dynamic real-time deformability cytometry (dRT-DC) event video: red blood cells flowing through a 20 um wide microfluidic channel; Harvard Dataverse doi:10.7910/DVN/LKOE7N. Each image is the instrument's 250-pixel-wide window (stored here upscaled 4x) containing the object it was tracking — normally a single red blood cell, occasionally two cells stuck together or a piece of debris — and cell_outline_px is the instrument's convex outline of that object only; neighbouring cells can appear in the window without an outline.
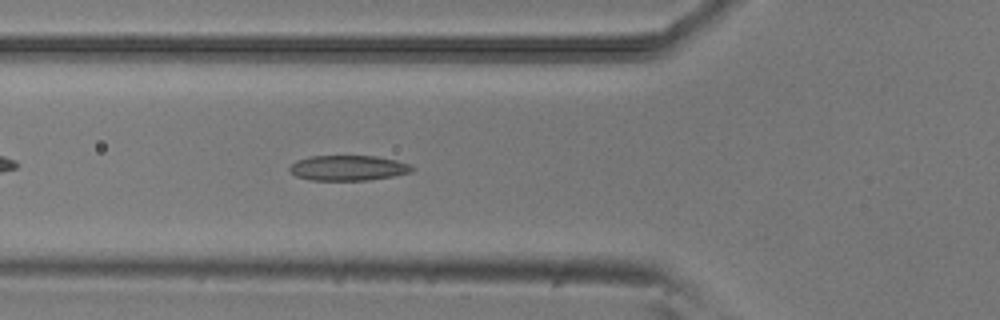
{"species": "common noctule bat (a hibernating species)", "species_latin": "Nyctalus noctula", "temperature_condition": "room temperature", "stored_images_in_passage": 38, "camera_frame_rate_fps": 3000, "um_per_image_px": 0.085, "animal": {"sex": "male", "body_mass_g": 20.5, "forearm_length_mm": 52.5}, "frame": {"image": 1, "passage_image": 4, "time_ms": 1.0, "image_size_px": [1000, 320], "cell_outline_px": [[416, 168], [412, 172], [392, 176], [368, 180], [312, 180], [296, 176], [288, 172], [288, 168], [296, 160], [308, 156], [376, 156], [396, 160], [412, 164]], "centroid_in_image_um": [29.6, 14.27], "position_along_channel_um": 96.2, "area_um2": 18.21}}
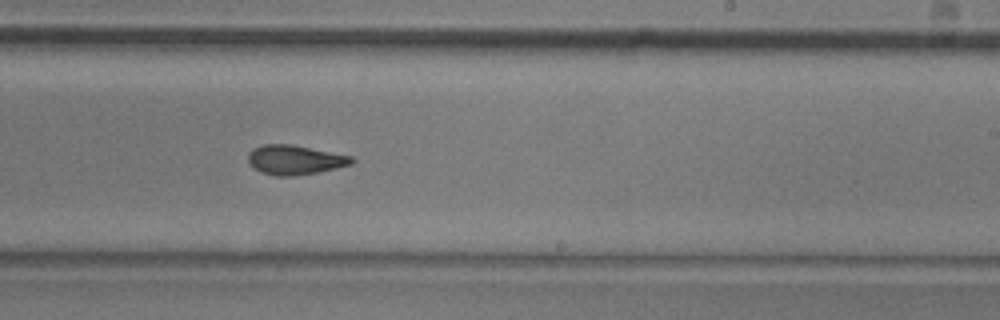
{"frame": {"image": 2, "passage_image": 17, "time_ms": 5.333, "image_size_px": [1000, 320], "cell_outline_px": [[356, 160], [352, 164], [336, 168], [316, 172], [292, 176], [276, 176], [264, 172], [256, 168], [248, 160], [248, 152], [252, 148], [264, 144], [292, 144], [352, 156]], "centroid_in_image_um": [25.09, 13.57], "position_along_channel_um": 263.9, "area_um2": 17.63}}
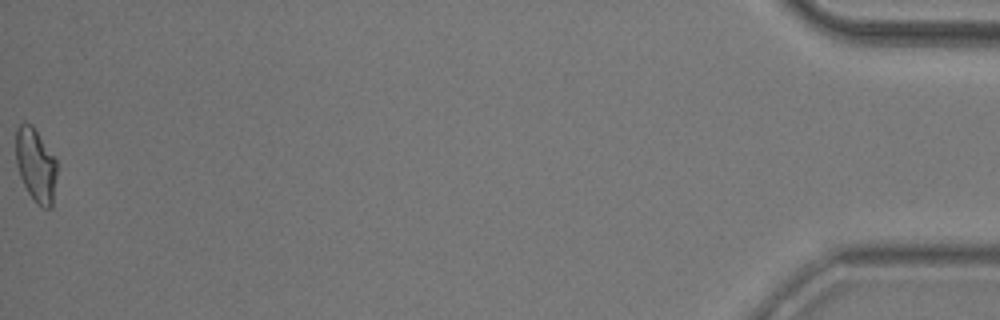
{"frame": {"image": 3, "passage_image": 38, "time_ms": 12.333, "image_size_px": [1000, 320], "cell_outline_px": [[56, 176], [52, 208], [44, 208], [36, 204], [28, 192], [20, 176], [16, 164], [16, 128], [24, 120], [32, 124], [56, 160]], "centroid_in_image_um": [3.03, 14.02], "position_along_channel_um": 432.2, "area_um2": 17.63}, "authors_computed_cell_mechanics": {"area_um2": 17.629, "velocity_mm_per_s": 3.8566, "shape_relaxation_time_tau1_ms": 6.118, "shape_relaxation_time_tau2_ms": 2.4261, "deformation_change_tau1": 0.1626, "deformation_change_tau2": 0.0853}}